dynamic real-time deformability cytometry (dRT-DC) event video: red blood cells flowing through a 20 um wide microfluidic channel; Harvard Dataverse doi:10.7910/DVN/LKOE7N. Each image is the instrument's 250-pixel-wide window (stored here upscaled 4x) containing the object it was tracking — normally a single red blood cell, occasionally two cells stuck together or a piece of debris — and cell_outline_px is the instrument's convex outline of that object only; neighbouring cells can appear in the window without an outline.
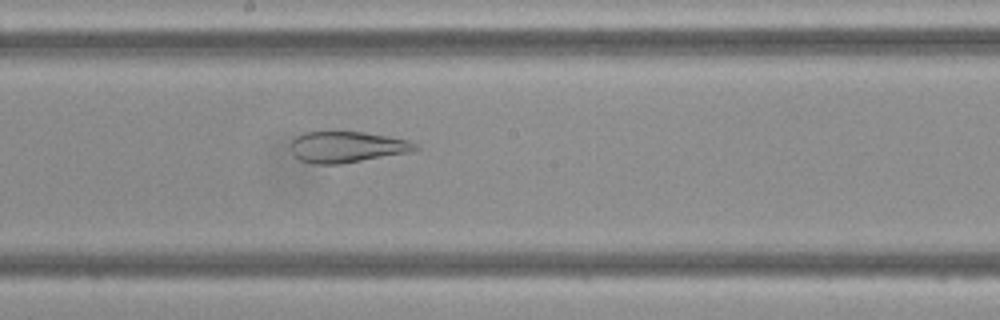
{"species": "Egyptian fruit bat (a non-hibernating species)", "species_latin": "Rousettus aegyptiacus", "temperature_condition": "cold", "stored_images_in_passage": 40, "camera_frame_rate_fps": 3000, "um_per_image_px": 0.085, "frame": {"image": 1, "passage_image": 18, "time_ms": 5.667, "image_size_px": [1000, 320], "cell_outline_px": [[420, 148], [412, 152], [340, 164], [312, 164], [300, 160], [292, 152], [292, 140], [296, 136], [304, 132], [328, 128], [364, 132], [388, 136], [408, 140], [420, 144]], "centroid_in_image_um": [29.5, 12.44], "position_along_channel_um": 218.7, "area_um2": 23.52}}
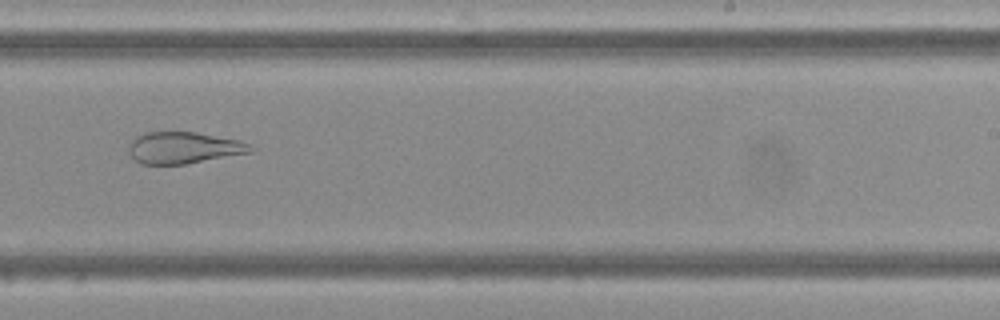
{"frame": {"image": 2, "passage_image": 22, "time_ms": 7.0, "image_size_px": [1000, 320], "cell_outline_px": [[256, 148], [252, 152], [184, 164], [140, 164], [128, 152], [128, 144], [136, 136], [144, 132], [196, 132], [240, 140], [252, 144]], "centroid_in_image_um": [15.63, 12.55], "position_along_channel_um": 273.4, "area_um2": 22.6}}
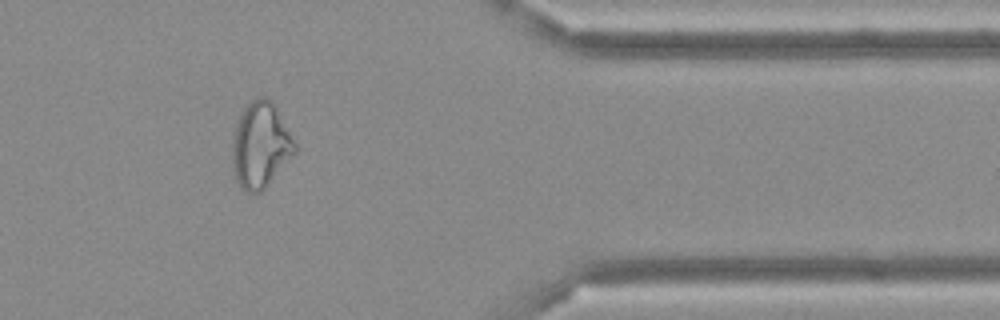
{"frame": {"image": 3, "passage_image": 32, "time_ms": 10.333, "image_size_px": [1000, 320], "cell_outline_px": [[296, 152], [264, 188], [256, 196], [240, 188], [236, 180], [232, 164], [232, 144], [236, 128], [240, 116], [244, 108], [256, 96], [264, 96], [272, 100], [296, 144]], "centroid_in_image_um": [22.13, 12.35], "position_along_channel_um": 389.3, "area_um2": 30.98}}